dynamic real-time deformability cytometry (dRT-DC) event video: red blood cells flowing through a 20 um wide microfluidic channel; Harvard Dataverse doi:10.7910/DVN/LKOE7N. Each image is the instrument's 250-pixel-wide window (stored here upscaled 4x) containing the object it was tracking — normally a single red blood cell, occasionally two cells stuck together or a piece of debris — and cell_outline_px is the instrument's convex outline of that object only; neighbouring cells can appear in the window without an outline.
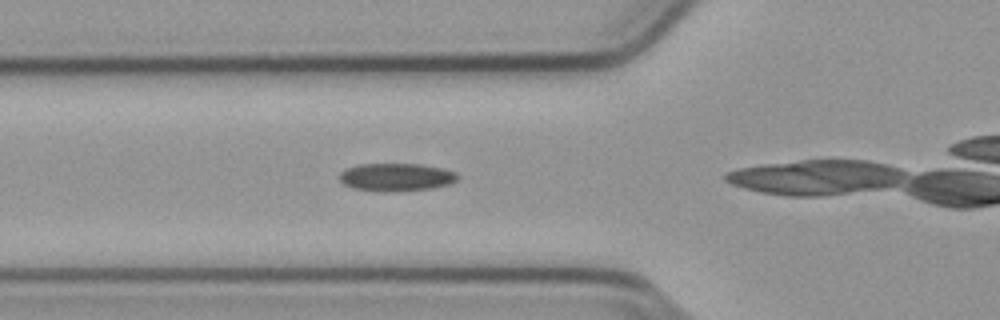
{"species": "common noctule bat (a hibernating species)", "species_latin": "Nyctalus noctula", "temperature_condition": "cold", "stored_images_in_passage": 37, "camera_frame_rate_fps": 3000, "um_per_image_px": 0.085, "animal": {"sex": "male", "body_mass_g": 23.1, "forearm_length_mm": 52.7}, "frame": {"image": 1, "passage_image": 14, "time_ms": 4.333, "image_size_px": [1000, 320], "cell_outline_px": [[460, 176], [456, 180], [448, 184], [432, 188], [400, 192], [376, 192], [352, 188], [344, 184], [340, 180], [340, 172], [348, 168], [360, 164], [416, 164], [440, 168], [456, 172]], "centroid_in_image_um": [33.66, 15.08], "position_along_channel_um": 92.1, "area_um2": 19.31}}
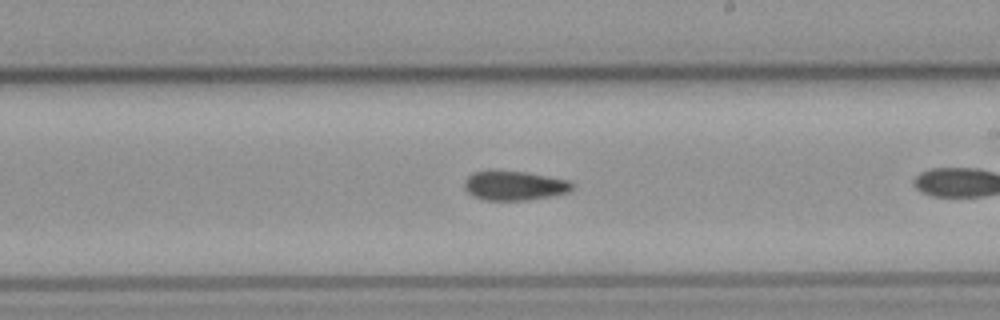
{"frame": {"image": 2, "passage_image": 26, "time_ms": 8.333, "image_size_px": [1000, 320], "cell_outline_px": [[576, 184], [568, 192], [552, 196], [528, 200], [484, 200], [472, 196], [464, 188], [464, 180], [472, 172], [528, 172], [568, 180]], "centroid_in_image_um": [43.74, 15.8], "position_along_channel_um": 245.3, "area_um2": 18.32}}
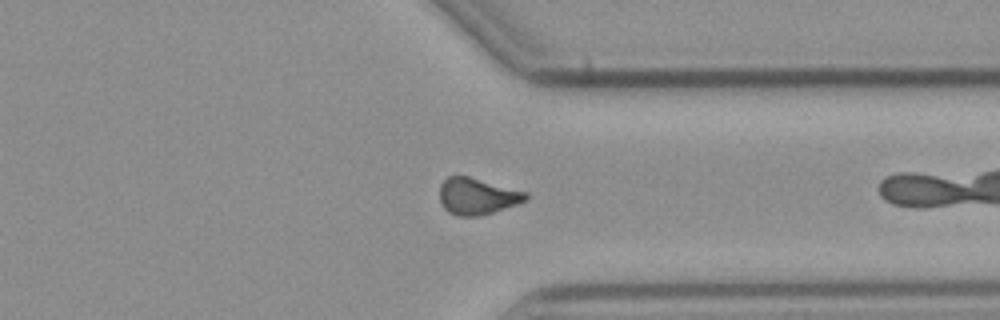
{"frame": {"image": 3, "passage_image": 36, "time_ms": 11.667, "image_size_px": [1000, 320], "cell_outline_px": [[528, 200], [492, 212], [476, 216], [456, 216], [448, 212], [444, 208], [440, 200], [440, 184], [448, 176], [468, 176], [528, 192]], "centroid_in_image_um": [40.55, 16.68], "position_along_channel_um": 370.8, "area_um2": 18.26}}